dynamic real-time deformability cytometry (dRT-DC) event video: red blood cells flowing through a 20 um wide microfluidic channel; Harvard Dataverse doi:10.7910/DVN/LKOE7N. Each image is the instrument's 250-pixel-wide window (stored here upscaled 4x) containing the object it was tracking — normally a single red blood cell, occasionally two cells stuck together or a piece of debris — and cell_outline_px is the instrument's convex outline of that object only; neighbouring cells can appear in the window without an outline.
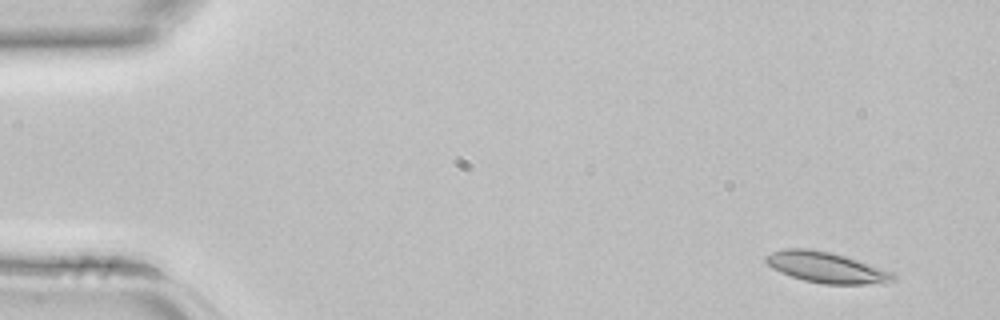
{"species": "common noctule bat (a hibernating species)", "species_latin": "Nyctalus noctula", "temperature_condition": "room temperature", "stored_images_in_passage": 2, "camera_frame_rate_fps": 3000, "um_per_image_px": 0.085, "animal": {"sex": "female", "body_mass_g": 22.7, "forearm_length_mm": 54.2}, "frame": {"image": 1, "passage_image": 1, "time_ms": 0.0, "image_size_px": [1000, 320], "cell_outline_px": [[896, 280], [884, 284], [824, 284], [804, 280], [780, 272], [772, 268], [764, 260], [764, 256], [772, 252], [784, 248], [808, 248], [832, 252], [892, 272], [896, 276]], "centroid_in_image_um": [70.23, 22.73], "position_along_channel_um": 14.8, "area_um2": 22.83}}